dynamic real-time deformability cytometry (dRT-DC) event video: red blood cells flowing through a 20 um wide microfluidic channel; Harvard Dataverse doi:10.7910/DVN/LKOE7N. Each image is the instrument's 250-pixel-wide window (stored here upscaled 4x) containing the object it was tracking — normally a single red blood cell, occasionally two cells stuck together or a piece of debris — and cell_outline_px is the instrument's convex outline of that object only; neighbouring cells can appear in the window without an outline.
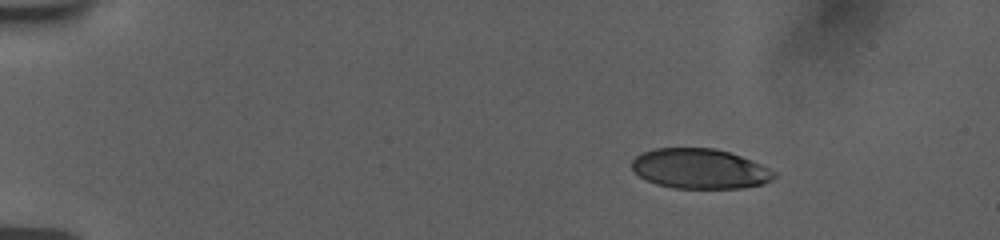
{"species": "human", "species_latin": "Homo sapiens", "temperature_condition": "room temperature", "stored_images_in_passage": 10, "camera_frame_rate_fps": 3000, "um_per_image_px": 0.085, "donor": {"sex": "female"}, "frame": {"image": 1, "passage_image": 1, "time_ms": 0.0, "image_size_px": [1000, 240], "cell_outline_px": [[776, 176], [772, 180], [764, 184], [740, 188], [672, 188], [656, 184], [640, 176], [632, 168], [632, 160], [640, 152], [652, 148], [716, 148], [740, 156], [760, 164], [776, 172]], "centroid_in_image_um": [59.47, 14.34], "position_along_channel_um": 25.5, "area_um2": 33.18}}
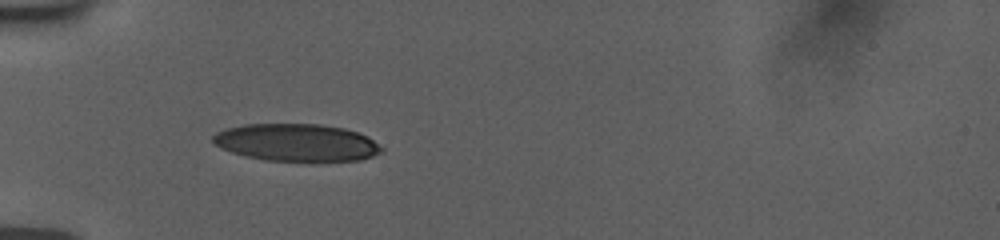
{"frame": {"image": 2, "passage_image": 6, "time_ms": 3.333, "image_size_px": [1000, 240], "cell_outline_px": [[384, 148], [380, 152], [372, 156], [360, 160], [264, 160], [232, 152], [220, 148], [212, 140], [212, 136], [216, 132], [224, 128], [244, 124], [320, 124], [344, 128], [368, 136]], "centroid_in_image_um": [25.18, 12.09], "position_along_channel_um": 59.8, "area_um2": 36.47}}
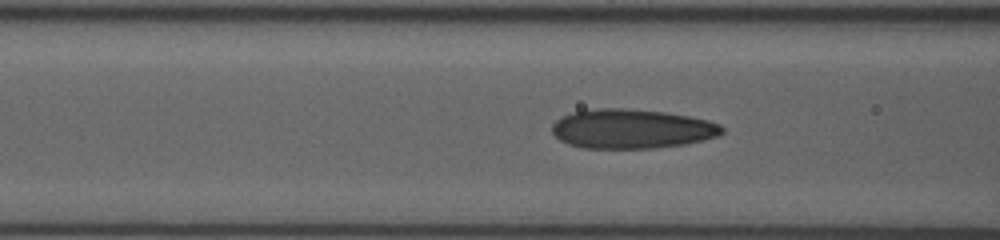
{"frame": {"image": 3, "passage_image": 9, "time_ms": 5.0, "image_size_px": [1000, 240], "cell_outline_px": [[724, 132], [716, 136], [684, 144], [652, 148], [584, 148], [568, 144], [560, 140], [552, 132], [552, 124], [556, 120], [572, 112], [596, 108], [624, 108], [664, 112], [688, 116], [708, 120], [720, 124], [724, 128]], "centroid_in_image_um": [53.68, 10.95], "position_along_channel_um": 112.9, "area_um2": 38.84}}